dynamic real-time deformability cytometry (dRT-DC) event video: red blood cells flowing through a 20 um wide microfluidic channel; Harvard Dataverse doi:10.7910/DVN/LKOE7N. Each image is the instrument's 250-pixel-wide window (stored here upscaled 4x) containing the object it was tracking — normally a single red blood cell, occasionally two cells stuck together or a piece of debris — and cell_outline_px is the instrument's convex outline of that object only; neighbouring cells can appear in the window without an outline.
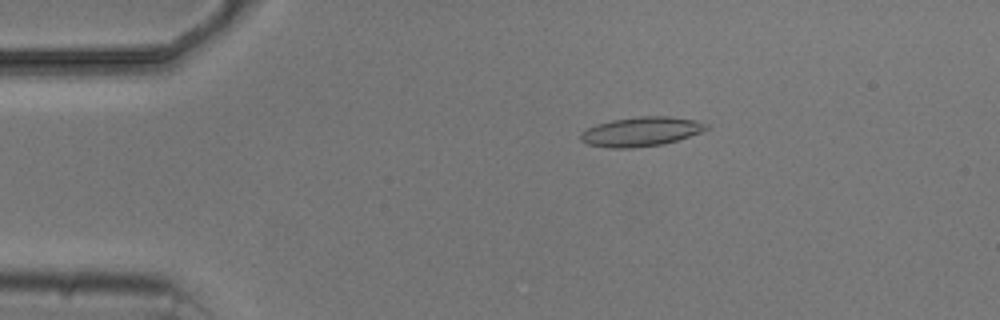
{"species": "common noctule bat (a hibernating species)", "species_latin": "Nyctalus noctula", "temperature_condition": "cold", "stored_images_in_passage": 4, "camera_frame_rate_fps": 3000, "um_per_image_px": 0.085, "animal": {"sex": "male", "body_mass_g": 20.5, "forearm_length_mm": 52.5}, "frame": {"image": 1, "passage_image": 1, "time_ms": 0.0, "image_size_px": [1000, 320], "cell_outline_px": [[708, 128], [700, 132], [664, 144], [632, 148], [612, 148], [588, 144], [580, 140], [580, 132], [596, 124], [612, 120], [640, 116], [668, 116], [696, 120], [708, 124]], "centroid_in_image_um": [54.47, 11.18], "position_along_channel_um": 30.5, "area_um2": 21.39}}
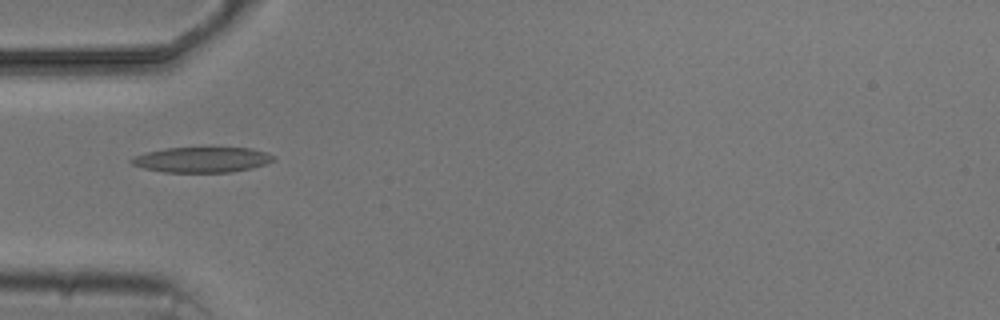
{"frame": {"image": 2, "passage_image": 3, "time_ms": 2.333, "image_size_px": [1000, 320], "cell_outline_px": [[276, 160], [252, 168], [232, 172], [164, 172], [144, 168], [132, 164], [128, 160], [132, 156], [164, 148], [252, 148], [268, 152], [276, 156]], "centroid_in_image_um": [17.19, 13.57], "position_along_channel_um": 67.8, "area_um2": 21.1}}
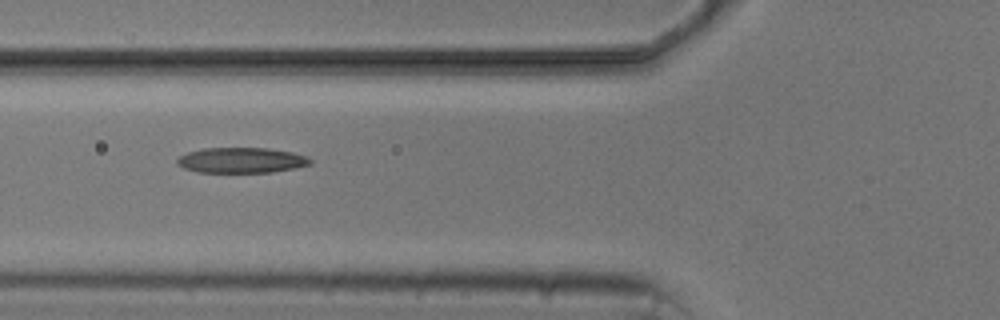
{"frame": {"image": 3, "passage_image": 4, "time_ms": 3.333, "image_size_px": [1000, 320], "cell_outline_px": [[312, 164], [296, 168], [272, 172], [196, 172], [184, 168], [176, 164], [176, 160], [180, 156], [188, 152], [204, 148], [268, 148], [292, 152], [308, 156], [312, 160]], "centroid_in_image_um": [20.54, 13.62], "position_along_channel_um": 105.3, "area_um2": 19.83}}